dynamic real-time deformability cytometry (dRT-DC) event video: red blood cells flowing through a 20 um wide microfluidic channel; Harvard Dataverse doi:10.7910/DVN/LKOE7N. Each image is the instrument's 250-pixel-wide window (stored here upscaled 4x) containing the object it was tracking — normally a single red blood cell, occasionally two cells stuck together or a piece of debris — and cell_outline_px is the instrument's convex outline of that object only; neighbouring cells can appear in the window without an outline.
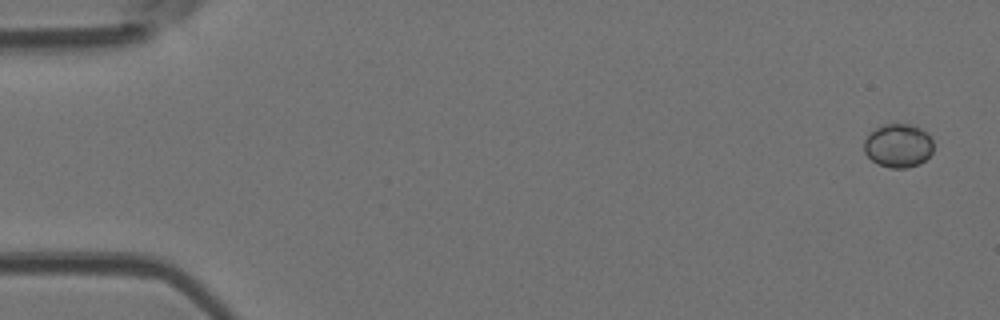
{"species": "Egyptian fruit bat (a non-hibernating species)", "species_latin": "Rousettus aegyptiacus", "temperature_condition": "room temperature", "stored_images_in_passage": 51, "camera_frame_rate_fps": 3000, "um_per_image_px": 0.085, "animal": {"sex": "female"}, "frame": {"image": 1, "passage_image": 1, "time_ms": 0.0, "image_size_px": [1000, 320], "cell_outline_px": [[932, 152], [920, 164], [908, 168], [892, 168], [876, 164], [864, 152], [864, 140], [868, 132], [880, 124], [912, 124], [920, 128], [932, 140]], "centroid_in_image_um": [76.3, 12.37], "position_along_channel_um": 8.7, "area_um2": 17.8}}
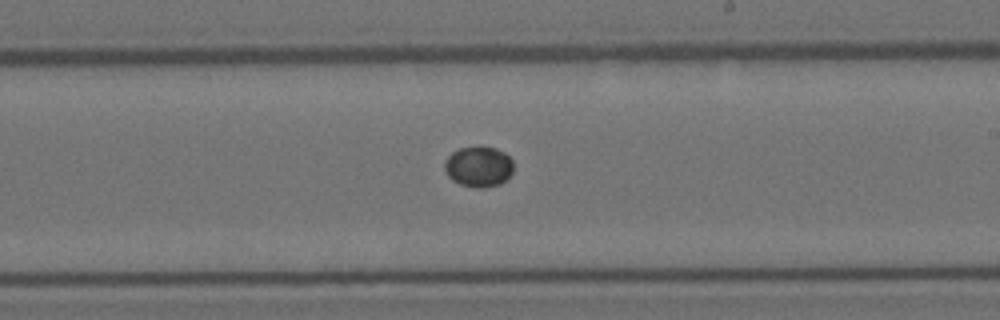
{"frame": {"image": 2, "passage_image": 30, "time_ms": 9.667, "image_size_px": [1000, 320], "cell_outline_px": [[512, 172], [508, 180], [500, 184], [484, 188], [476, 188], [460, 184], [452, 180], [448, 176], [444, 168], [444, 160], [452, 152], [460, 148], [496, 148], [504, 152], [512, 160]], "centroid_in_image_um": [40.68, 14.2], "position_along_channel_um": 248.3, "area_um2": 16.24}}
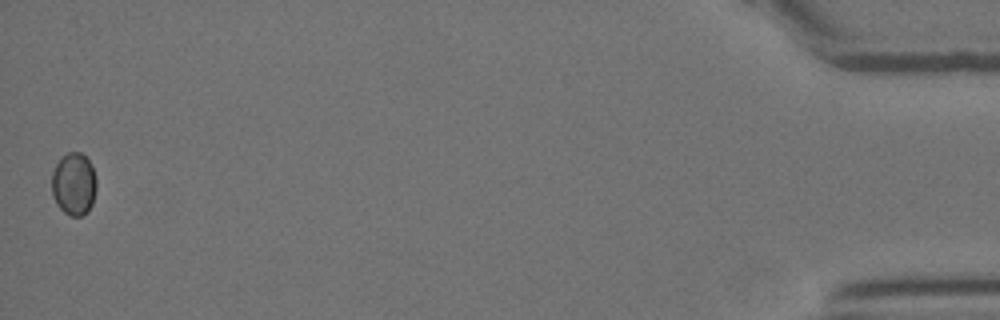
{"frame": {"image": 3, "passage_image": 51, "time_ms": 16.667, "image_size_px": [1000, 320], "cell_outline_px": [[96, 188], [92, 204], [88, 212], [80, 216], [68, 216], [56, 204], [52, 196], [52, 172], [56, 164], [68, 152], [80, 152], [92, 164], [96, 176]], "centroid_in_image_um": [6.28, 15.66], "position_along_channel_um": 428.9, "area_um2": 16.42}}